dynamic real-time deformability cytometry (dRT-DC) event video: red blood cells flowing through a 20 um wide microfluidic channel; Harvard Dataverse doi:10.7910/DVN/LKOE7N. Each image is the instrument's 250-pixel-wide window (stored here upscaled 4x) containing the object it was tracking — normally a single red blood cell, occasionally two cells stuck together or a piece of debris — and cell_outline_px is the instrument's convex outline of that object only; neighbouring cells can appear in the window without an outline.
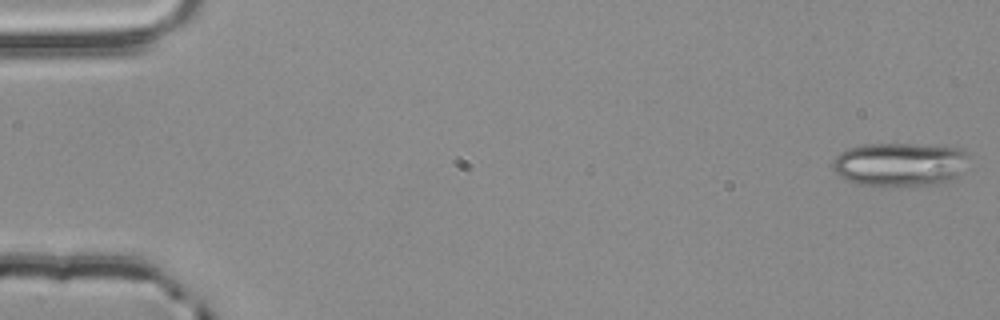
{"species": "common noctule bat (a hibernating species)", "species_latin": "Nyctalus noctula", "temperature_condition": "room temperature", "stored_images_in_passage": 54, "camera_frame_rate_fps": 3000, "um_per_image_px": 0.085, "animal": {"sex": "male", "body_mass_g": 20.4}, "frame": {"image": 1, "passage_image": 1, "time_ms": 0.0, "image_size_px": [1000, 320], "cell_outline_px": [[968, 156], [964, 172], [952, 180], [936, 184], [888, 188], [884, 188], [860, 184], [844, 180], [832, 168], [832, 160], [840, 152], [848, 148], [864, 144], [916, 144], [960, 148]], "centroid_in_image_um": [76.47, 14.0], "position_along_channel_um": 8.5, "area_um2": 35.49}}
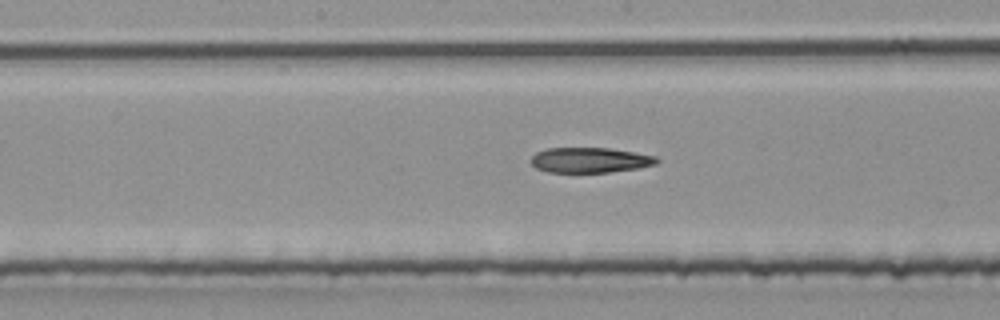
{"frame": {"image": 2, "passage_image": 28, "time_ms": 9.0, "image_size_px": [1000, 320], "cell_outline_px": [[660, 160], [656, 164], [640, 168], [608, 172], [548, 172], [536, 168], [532, 164], [532, 156], [536, 152], [544, 148], [608, 148], [636, 152], [656, 156]], "centroid_in_image_um": [50.17, 13.6], "position_along_channel_um": 198.0, "area_um2": 18.55}}
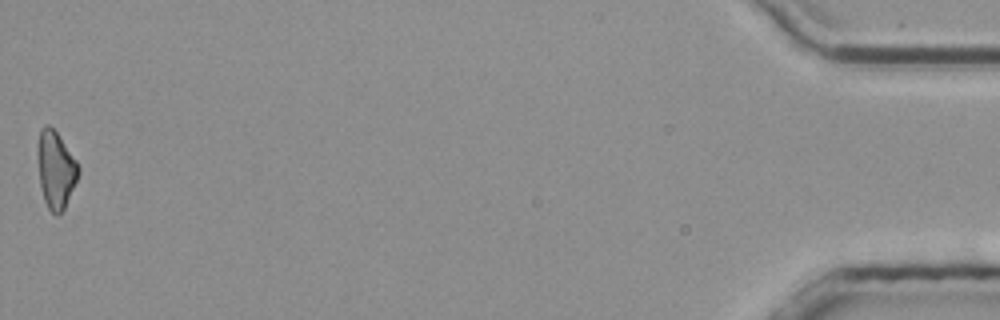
{"frame": {"image": 3, "passage_image": 54, "time_ms": 17.667, "image_size_px": [1000, 320], "cell_outline_px": [[80, 172], [64, 208], [56, 216], [48, 208], [44, 200], [40, 184], [36, 156], [36, 144], [40, 128], [44, 124], [48, 124], [56, 132], [76, 160], [80, 168]], "centroid_in_image_um": [4.7, 14.37], "position_along_channel_um": 430.5, "area_um2": 18.44}}